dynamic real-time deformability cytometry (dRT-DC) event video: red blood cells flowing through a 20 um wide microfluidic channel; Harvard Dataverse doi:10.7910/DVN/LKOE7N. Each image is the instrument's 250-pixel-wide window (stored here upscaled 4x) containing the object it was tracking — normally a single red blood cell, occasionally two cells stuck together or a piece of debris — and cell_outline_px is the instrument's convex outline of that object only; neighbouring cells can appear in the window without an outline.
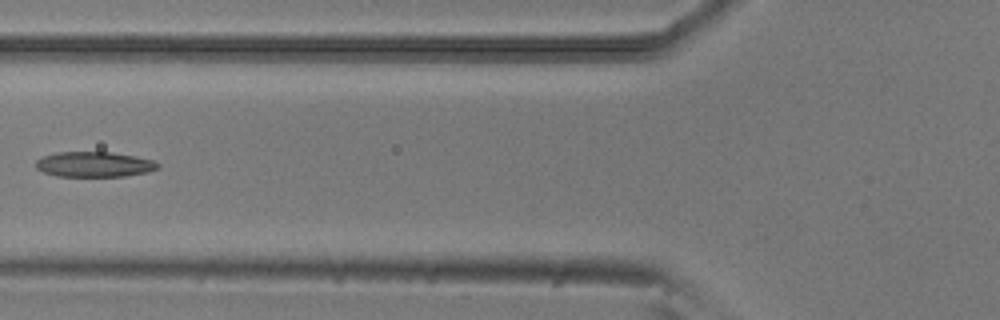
{"species": "common noctule bat (a hibernating species)", "species_latin": "Nyctalus noctula", "temperature_condition": "room temperature", "stored_images_in_passage": 6, "camera_frame_rate_fps": 3000, "um_per_image_px": 0.085, "animal": {"sex": "male", "body_mass_g": 20.5, "forearm_length_mm": 52.5}, "frame": {"image": 1, "passage_image": 5, "time_ms": 1.333, "image_size_px": [1000, 320], "cell_outline_px": [[160, 168], [148, 172], [124, 176], [56, 176], [44, 172], [36, 168], [36, 160], [44, 156], [56, 152], [112, 152], [152, 160], [160, 164]], "centroid_in_image_um": [8.01, 13.97], "position_along_channel_um": 117.8, "area_um2": 17.86}}
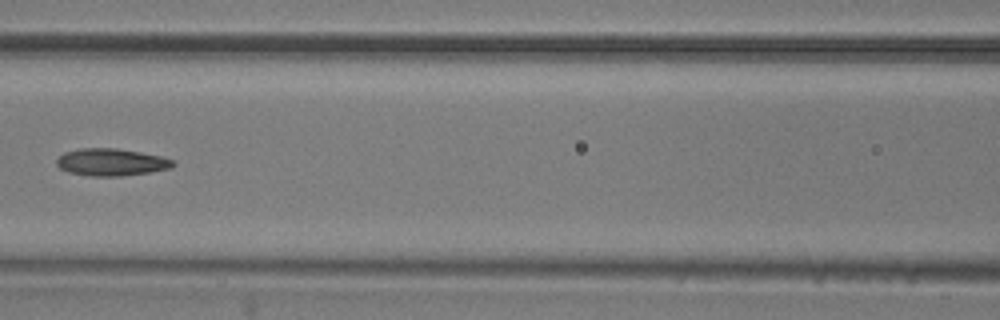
{"frame": {"image": 2, "passage_image": 6, "time_ms": 1.667, "image_size_px": [1000, 320], "cell_outline_px": [[176, 164], [172, 168], [152, 172], [120, 176], [92, 176], [68, 172], [60, 168], [56, 164], [56, 160], [64, 152], [80, 148], [116, 148], [140, 152], [160, 156], [172, 160]], "centroid_in_image_um": [9.46, 13.78], "position_along_channel_um": 157.1, "area_um2": 18.5}}